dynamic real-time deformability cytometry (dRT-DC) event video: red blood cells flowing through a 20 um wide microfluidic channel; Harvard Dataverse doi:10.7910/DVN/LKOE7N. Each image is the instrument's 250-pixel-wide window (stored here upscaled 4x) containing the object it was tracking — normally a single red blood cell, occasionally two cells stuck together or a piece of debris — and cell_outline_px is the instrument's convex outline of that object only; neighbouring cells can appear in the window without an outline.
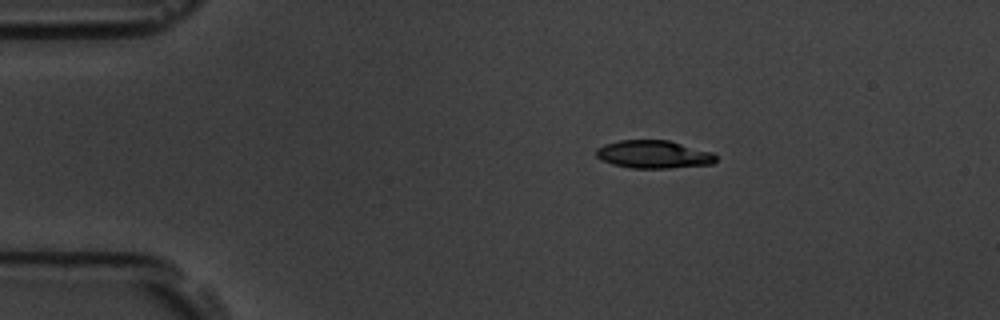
{"species": "common noctule bat (a hibernating species)", "species_latin": "Nyctalus noctula", "temperature_condition": "room temperature", "stored_images_in_passage": 9, "camera_frame_rate_fps": 3000, "um_per_image_px": 0.085, "animal": {"sex": "male", "body_mass_g": 19.5, "forearm_length_mm": 54.6}, "frame": {"image": 1, "passage_image": 1, "time_ms": 0.0, "image_size_px": [1000, 320], "cell_outline_px": [[716, 160], [712, 164], [668, 168], [632, 168], [612, 164], [600, 160], [596, 156], [596, 148], [604, 144], [620, 140], [668, 140], [712, 152], [716, 156]], "centroid_in_image_um": [55.52, 13.12], "position_along_channel_um": 29.5, "area_um2": 19.48}}
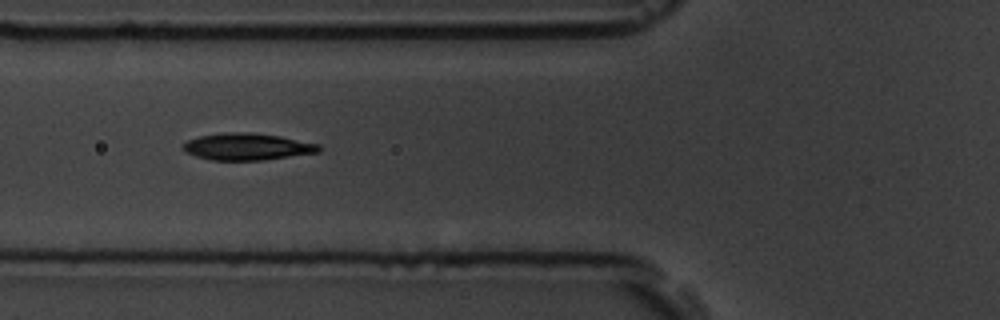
{"frame": {"image": 2, "passage_image": 4, "time_ms": 3.667, "image_size_px": [1000, 320], "cell_outline_px": [[320, 152], [264, 160], [212, 160], [196, 156], [184, 152], [180, 148], [188, 140], [200, 136], [228, 132], [248, 132], [280, 136], [320, 144]], "centroid_in_image_um": [21.01, 12.47], "position_along_channel_um": 104.8, "area_um2": 21.27}}
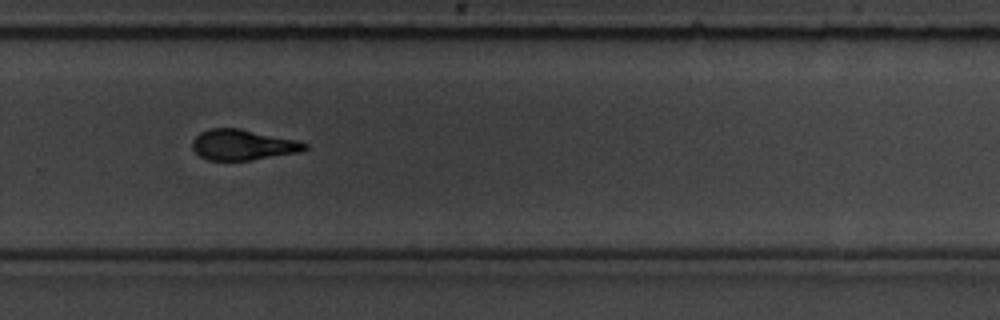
{"frame": {"image": 3, "passage_image": 9, "time_ms": 9.333, "image_size_px": [1000, 320], "cell_outline_px": [[308, 148], [304, 152], [252, 160], [208, 160], [200, 156], [192, 148], [192, 140], [200, 132], [208, 128], [240, 128], [300, 140], [308, 144]], "centroid_in_image_um": [20.7, 12.3], "position_along_channel_um": 309.1, "area_um2": 20.46}}